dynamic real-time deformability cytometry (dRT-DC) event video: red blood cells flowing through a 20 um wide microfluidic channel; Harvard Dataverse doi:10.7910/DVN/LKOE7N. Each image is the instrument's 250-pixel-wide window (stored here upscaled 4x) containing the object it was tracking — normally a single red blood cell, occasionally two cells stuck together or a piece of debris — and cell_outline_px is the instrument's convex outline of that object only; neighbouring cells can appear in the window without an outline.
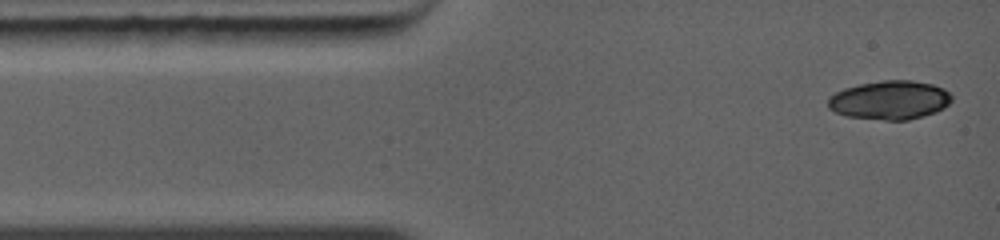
{"species": "common noctule bat (a hibernating species)", "species_latin": "Nyctalus noctula", "temperature_condition": "warm", "stored_images_in_passage": 3, "camera_frame_rate_fps": 5000, "um_per_image_px": 0.085, "animal": {"sex": "female", "body_mass_g": 19.0, "forearm_length_mm": 56.7}, "frame": {"image": 1, "passage_image": 1, "time_ms": 0.0, "image_size_px": [1000, 240], "cell_outline_px": [[952, 100], [944, 108], [936, 112], [908, 120], [884, 120], [848, 116], [836, 112], [828, 108], [828, 96], [844, 88], [860, 84], [884, 80], [912, 80], [932, 84], [944, 88], [952, 96]], "centroid_in_image_um": [75.64, 8.5], "position_along_channel_um": 9.4, "area_um2": 27.98}}